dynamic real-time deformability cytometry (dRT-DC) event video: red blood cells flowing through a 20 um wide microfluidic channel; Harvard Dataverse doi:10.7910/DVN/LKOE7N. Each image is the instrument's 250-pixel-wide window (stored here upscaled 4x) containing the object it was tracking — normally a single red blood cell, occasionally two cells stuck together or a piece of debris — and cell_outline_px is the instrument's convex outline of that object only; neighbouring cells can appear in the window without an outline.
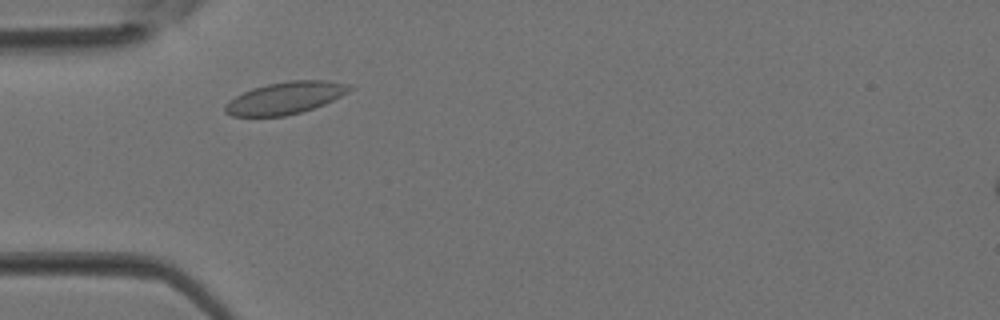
{"species": "Egyptian fruit bat (a non-hibernating species)", "species_latin": "Rousettus aegyptiacus", "temperature_condition": "room temperature", "stored_images_in_passage": 2, "camera_frame_rate_fps": 3000, "um_per_image_px": 0.085, "animal": {"sex": "female"}, "frame": {"image": 1, "passage_image": 1, "time_ms": 0.0, "image_size_px": [1000, 320], "cell_outline_px": [[352, 88], [348, 92], [324, 104], [300, 112], [284, 116], [232, 116], [224, 112], [224, 104], [236, 96], [252, 88], [268, 84], [288, 80], [328, 80], [348, 84]], "centroid_in_image_um": [24.22, 8.32], "position_along_channel_um": 60.8, "area_um2": 23.12}}
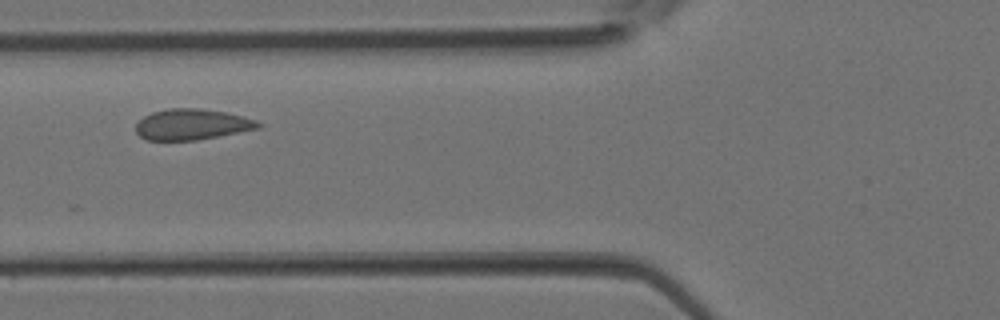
{"frame": {"image": 2, "passage_image": 2, "time_ms": 0.333, "image_size_px": [1000, 320], "cell_outline_px": [[264, 124], [260, 128], [196, 140], [144, 140], [136, 132], [136, 124], [144, 116], [152, 112], [168, 108], [200, 108], [224, 112], [244, 116], [256, 120]], "centroid_in_image_um": [16.32, 10.57], "position_along_channel_um": 109.5, "area_um2": 22.02}}